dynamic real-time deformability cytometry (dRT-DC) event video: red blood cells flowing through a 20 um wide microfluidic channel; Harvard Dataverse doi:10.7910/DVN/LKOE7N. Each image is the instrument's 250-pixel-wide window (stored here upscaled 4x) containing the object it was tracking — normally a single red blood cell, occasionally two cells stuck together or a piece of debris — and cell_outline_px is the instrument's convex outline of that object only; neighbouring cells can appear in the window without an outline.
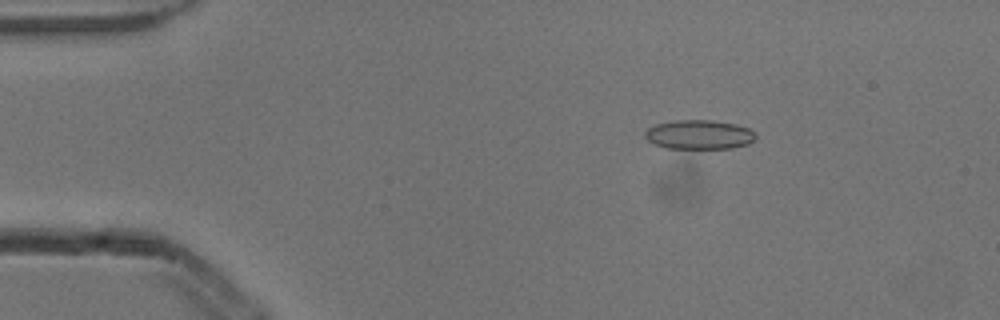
{"species": "common noctule bat (a hibernating species)", "species_latin": "Nyctalus noctula", "temperature_condition": "cold", "stored_images_in_passage": 5, "camera_frame_rate_fps": 3000, "um_per_image_px": 0.085, "animal": {"sex": "male", "body_mass_g": 13.3}, "frame": {"image": 1, "passage_image": 3, "time_ms": 0.667, "image_size_px": [1000, 320], "cell_outline_px": [[756, 136], [748, 144], [732, 148], [668, 148], [656, 144], [648, 140], [644, 136], [644, 132], [648, 128], [656, 124], [676, 120], [712, 120], [736, 124], [748, 128]], "centroid_in_image_um": [59.41, 11.43], "position_along_channel_um": 25.6, "area_um2": 18.67}}
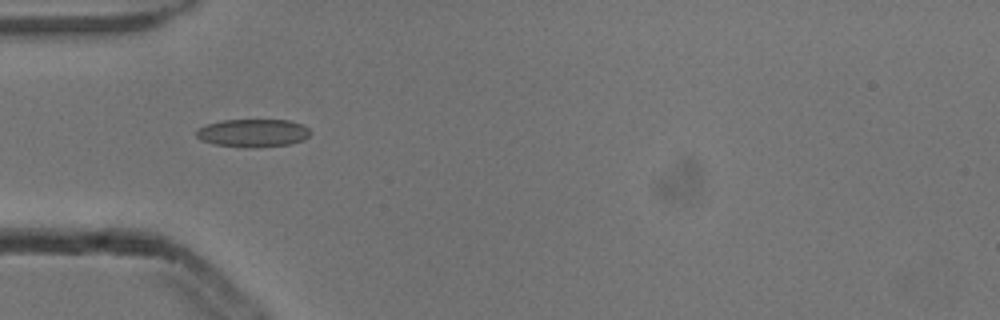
{"frame": {"image": 2, "passage_image": 5, "time_ms": 1.333, "image_size_px": [1000, 320], "cell_outline_px": [[312, 132], [304, 140], [288, 144], [256, 148], [244, 148], [216, 144], [200, 140], [196, 136], [196, 132], [200, 128], [208, 124], [224, 120], [288, 120], [300, 124], [308, 128]], "centroid_in_image_um": [21.52, 11.32], "position_along_channel_um": 63.5, "area_um2": 18.55}}